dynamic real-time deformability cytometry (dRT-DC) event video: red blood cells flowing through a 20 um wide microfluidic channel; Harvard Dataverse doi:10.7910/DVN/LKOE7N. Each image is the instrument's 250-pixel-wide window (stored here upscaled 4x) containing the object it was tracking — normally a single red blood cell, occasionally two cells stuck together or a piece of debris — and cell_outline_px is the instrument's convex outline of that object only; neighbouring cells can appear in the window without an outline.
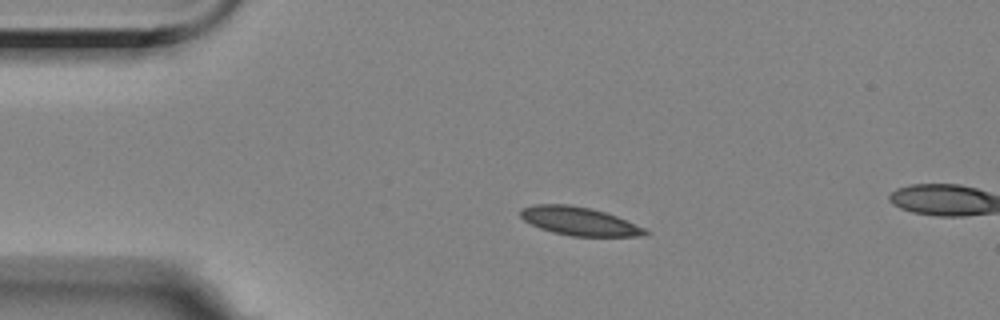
{"species": "Egyptian fruit bat (a non-hibernating species)", "species_latin": "Rousettus aegyptiacus", "temperature_condition": "room temperature", "stored_images_in_passage": 5, "camera_frame_rate_fps": 3000, "um_per_image_px": 0.085, "animal": {"sex": "female"}, "frame": {"image": 1, "passage_image": 1, "time_ms": 0.0, "image_size_px": [1000, 320], "cell_outline_px": [[652, 232], [648, 236], [572, 236], [552, 232], [540, 228], [524, 220], [520, 216], [520, 208], [536, 204], [568, 204], [592, 208], [616, 216], [644, 228]], "centroid_in_image_um": [49.24, 18.8], "position_along_channel_um": 35.8, "area_um2": 20.63}}